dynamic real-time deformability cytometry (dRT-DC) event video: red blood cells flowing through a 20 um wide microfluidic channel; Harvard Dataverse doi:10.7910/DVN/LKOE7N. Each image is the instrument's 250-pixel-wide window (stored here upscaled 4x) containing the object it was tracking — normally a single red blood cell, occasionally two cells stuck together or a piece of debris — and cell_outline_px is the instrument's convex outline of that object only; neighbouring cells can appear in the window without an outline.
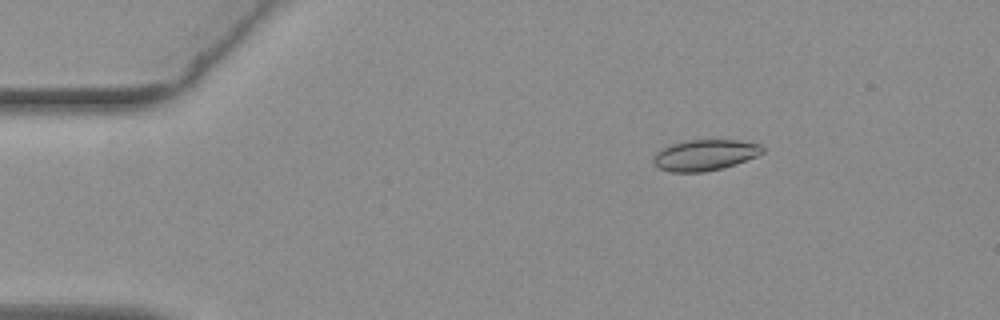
{"species": "common noctule bat (a hibernating species)", "species_latin": "Nyctalus noctula", "temperature_condition": "warm", "stored_images_in_passage": 14, "camera_frame_rate_fps": 3000, "um_per_image_px": 0.085, "animal": {"sex": "female", "body_mass_g": 19.3, "forearm_length_mm": 54.1}, "frame": {"image": 1, "passage_image": 5, "time_ms": 1.333, "image_size_px": [1000, 320], "cell_outline_px": [[764, 152], [756, 156], [736, 164], [704, 172], [668, 172], [660, 168], [652, 160], [652, 156], [656, 152], [668, 144], [688, 140], [740, 140], [760, 144], [764, 148]], "centroid_in_image_um": [59.89, 13.17], "position_along_channel_um": 25.1, "area_um2": 19.77}}